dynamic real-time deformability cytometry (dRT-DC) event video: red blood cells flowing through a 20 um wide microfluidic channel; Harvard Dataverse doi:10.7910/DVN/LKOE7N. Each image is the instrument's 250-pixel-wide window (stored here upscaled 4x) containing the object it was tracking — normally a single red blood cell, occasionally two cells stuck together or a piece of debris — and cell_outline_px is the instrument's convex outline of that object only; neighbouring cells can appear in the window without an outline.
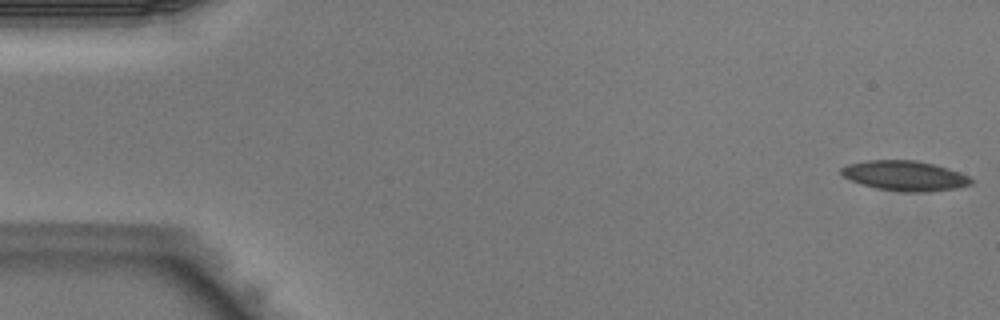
{"species": "Egyptian fruit bat (a non-hibernating species)", "species_latin": "Rousettus aegyptiacus", "temperature_condition": "warm", "stored_images_in_passage": 43, "camera_frame_rate_fps": 3000, "um_per_image_px": 0.085, "animal": {"sex": "male"}, "frame": {"image": 1, "passage_image": 1, "time_ms": 0.0, "image_size_px": [1000, 320], "cell_outline_px": [[972, 184], [956, 188], [924, 192], [904, 192], [876, 188], [852, 180], [844, 176], [840, 172], [840, 168], [848, 164], [868, 160], [916, 160], [948, 168], [960, 172], [968, 176], [972, 180]], "centroid_in_image_um": [76.92, 14.93], "position_along_channel_um": 8.1, "area_um2": 22.48}}
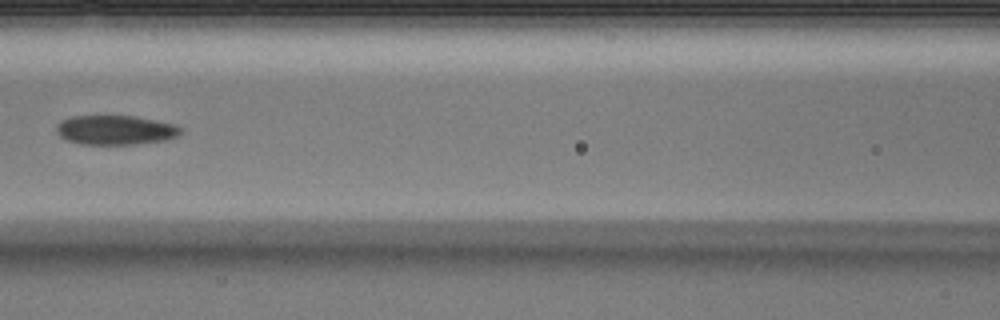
{"frame": {"image": 2, "passage_image": 19, "time_ms": 6.0, "image_size_px": [1000, 320], "cell_outline_px": [[184, 128], [176, 136], [164, 140], [132, 144], [84, 144], [68, 140], [60, 136], [56, 132], [56, 124], [60, 120], [72, 116], [136, 116], [176, 124]], "centroid_in_image_um": [9.8, 11.03], "position_along_channel_um": 156.8, "area_um2": 21.27}}
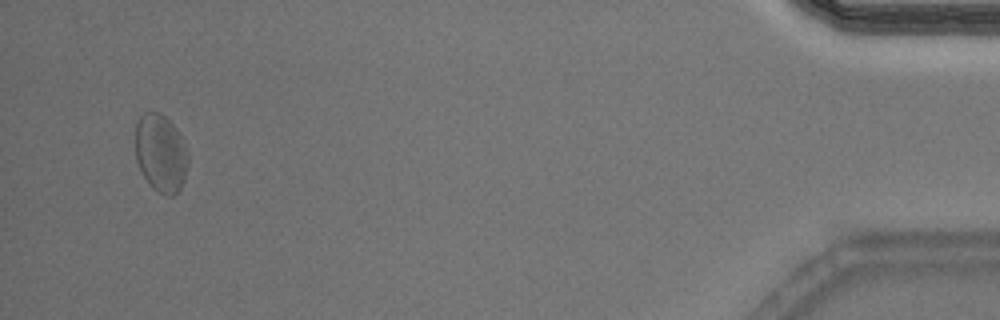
{"frame": {"image": 3, "passage_image": 41, "time_ms": 13.333, "image_size_px": [1000, 320], "cell_outline_px": [[188, 164], [184, 180], [180, 188], [172, 196], [168, 196], [152, 188], [144, 176], [136, 160], [136, 124], [140, 116], [144, 112], [160, 112], [176, 128], [188, 152]], "centroid_in_image_um": [13.67, 13.01], "position_along_channel_um": 421.5, "area_um2": 23.76}}